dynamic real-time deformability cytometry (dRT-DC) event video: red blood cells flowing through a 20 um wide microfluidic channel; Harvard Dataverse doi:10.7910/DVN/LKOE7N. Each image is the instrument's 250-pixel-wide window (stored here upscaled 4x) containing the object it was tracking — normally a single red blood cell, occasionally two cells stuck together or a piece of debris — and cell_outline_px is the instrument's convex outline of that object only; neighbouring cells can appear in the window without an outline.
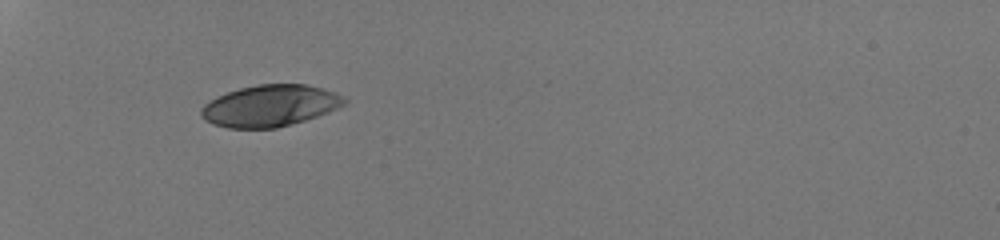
{"species": "human", "species_latin": "Homo sapiens", "temperature_condition": "room temperature", "stored_images_in_passage": 33, "camera_frame_rate_fps": 3000, "um_per_image_px": 0.085, "donor": {"sex": "male"}, "frame": {"image": 1, "passage_image": 1, "time_ms": 0.0, "image_size_px": [1000, 240], "cell_outline_px": [[348, 100], [344, 104], [328, 112], [304, 120], [276, 128], [228, 128], [212, 124], [204, 120], [200, 116], [200, 108], [204, 104], [228, 92], [240, 88], [260, 84], [304, 84], [336, 92], [344, 96]], "centroid_in_image_um": [22.94, 8.99], "position_along_channel_um": 62.1, "area_um2": 34.45}}
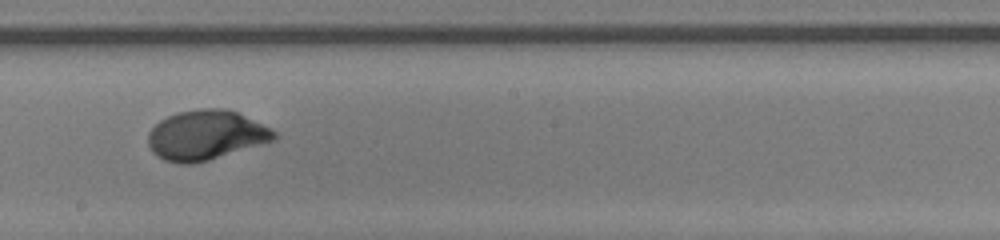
{"frame": {"image": 2, "passage_image": 15, "time_ms": 4.667, "image_size_px": [1000, 240], "cell_outline_px": [[280, 136], [276, 140], [208, 160], [192, 164], [180, 164], [164, 160], [156, 156], [152, 152], [148, 144], [148, 132], [160, 120], [176, 112], [200, 108], [224, 108], [236, 112], [272, 128]], "centroid_in_image_um": [17.51, 11.49], "position_along_channel_um": 230.7, "area_um2": 36.7}}
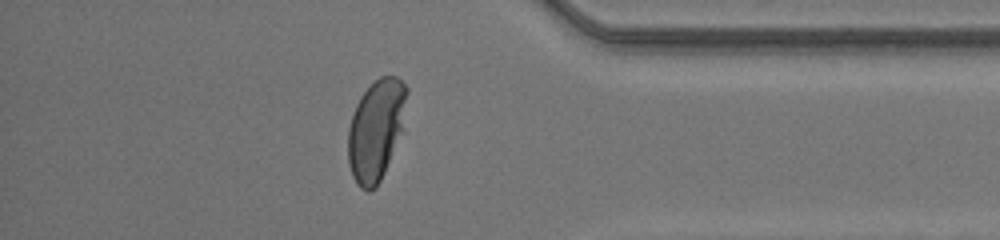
{"frame": {"image": 3, "passage_image": 28, "time_ms": 9.0, "image_size_px": [1000, 240], "cell_outline_px": [[408, 92], [404, 132], [376, 188], [368, 192], [360, 188], [356, 184], [352, 176], [348, 164], [348, 128], [356, 104], [360, 96], [380, 76], [396, 76], [408, 88]], "centroid_in_image_um": [31.99, 11.06], "position_along_channel_um": 403.2, "area_um2": 35.14}, "authors_computed_cell_mechanics": {"area_um2": 35.547, "velocity_mm_per_s": 4.2134, "shape_relaxation_time_tau1_ms": 2.9484, "shape_relaxation_time_tau2_ms": null, "deformation_change_tau1": 0.1816, "deformation_change_tau2": null}}